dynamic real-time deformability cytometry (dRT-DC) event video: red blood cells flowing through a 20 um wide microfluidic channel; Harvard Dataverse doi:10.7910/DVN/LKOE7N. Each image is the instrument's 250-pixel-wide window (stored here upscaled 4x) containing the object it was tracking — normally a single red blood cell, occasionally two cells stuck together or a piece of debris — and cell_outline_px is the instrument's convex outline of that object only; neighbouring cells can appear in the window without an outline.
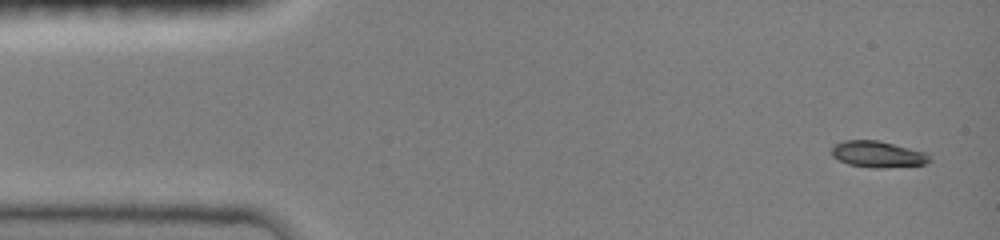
{"species": "common noctule bat (a hibernating species)", "species_latin": "Nyctalus noctula", "temperature_condition": "room temperature", "stored_images_in_passage": 8, "camera_frame_rate_fps": 3000, "um_per_image_px": 0.085, "animal": {"sex": "female", "body_mass_g": 19.0, "forearm_length_mm": 51.5}, "frame": {"image": 1, "passage_image": 1, "time_ms": 0.0, "image_size_px": [1000, 240], "cell_outline_px": [[932, 160], [928, 164], [880, 168], [876, 168], [848, 164], [832, 156], [832, 148], [836, 144], [844, 140], [880, 140], [924, 152]], "centroid_in_image_um": [74.62, 13.11], "position_along_channel_um": 10.4, "area_um2": 14.91}}
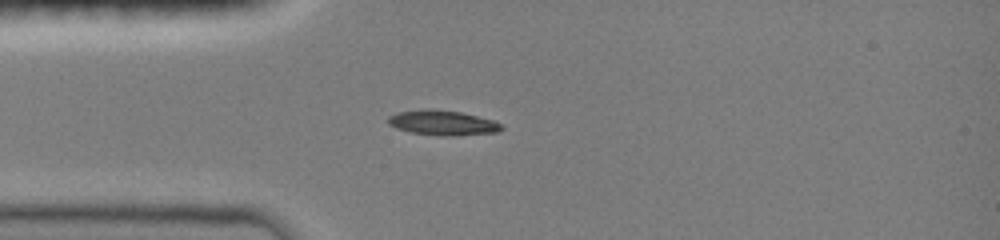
{"frame": {"image": 2, "passage_image": 6, "time_ms": 3.333, "image_size_px": [1000, 240], "cell_outline_px": [[504, 128], [496, 132], [452, 136], [444, 136], [412, 132], [396, 128], [388, 124], [388, 116], [396, 112], [424, 108], [428, 108], [460, 112], [492, 120], [500, 124]], "centroid_in_image_um": [37.57, 10.42], "position_along_channel_um": 47.4, "area_um2": 16.36}}
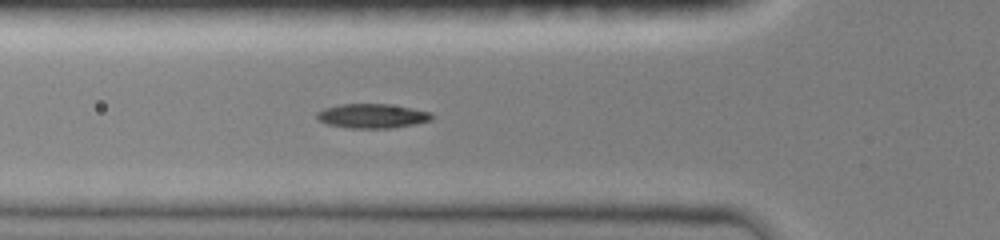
{"frame": {"image": 3, "passage_image": 8, "time_ms": 4.667, "image_size_px": [1000, 240], "cell_outline_px": [[432, 120], [392, 128], [348, 128], [328, 124], [320, 120], [316, 116], [316, 112], [324, 108], [340, 104], [388, 104], [412, 108], [432, 112]], "centroid_in_image_um": [31.63, 9.85], "position_along_channel_um": 94.2, "area_um2": 16.24}}